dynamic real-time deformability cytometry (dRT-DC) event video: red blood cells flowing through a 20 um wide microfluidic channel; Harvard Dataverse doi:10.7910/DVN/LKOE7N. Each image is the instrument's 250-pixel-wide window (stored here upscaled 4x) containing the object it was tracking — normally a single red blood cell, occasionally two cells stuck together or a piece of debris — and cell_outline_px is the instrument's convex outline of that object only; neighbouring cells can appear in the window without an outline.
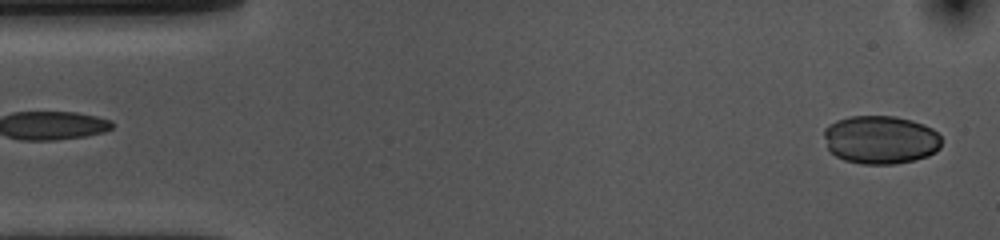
{"species": "common noctule bat (a hibernating species)", "species_latin": "Nyctalus noctula", "temperature_condition": "cold", "stored_images_in_passage": 53, "camera_frame_rate_fps": 3000, "um_per_image_px": 0.085, "animal": {"sex": "female", "body_mass_g": 10.0, "forearm_length_mm": 53.1}, "frame": {"image": 1, "passage_image": 1, "time_ms": 0.0, "image_size_px": [1000, 240], "cell_outline_px": [[940, 148], [936, 152], [928, 156], [896, 164], [860, 164], [844, 160], [836, 156], [828, 148], [824, 136], [824, 128], [828, 124], [836, 120], [852, 116], [896, 116], [912, 120], [924, 124], [932, 128], [940, 136]], "centroid_in_image_um": [74.84, 11.87], "position_along_channel_um": 10.2, "area_um2": 33.29}}
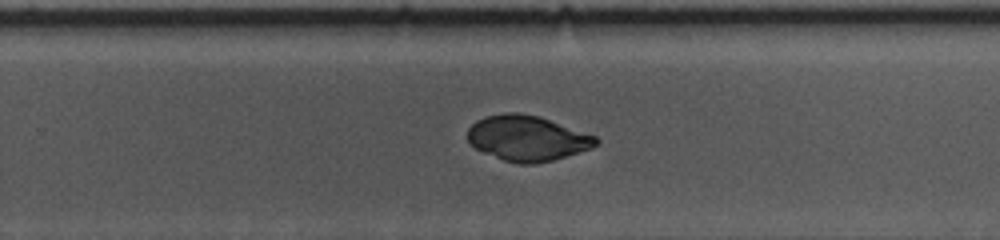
{"frame": {"image": 2, "passage_image": 32, "time_ms": 10.333, "image_size_px": [1000, 240], "cell_outline_px": [[600, 144], [592, 148], [552, 160], [536, 164], [520, 164], [504, 160], [484, 152], [476, 148], [468, 140], [468, 128], [476, 120], [484, 116], [504, 112], [516, 112], [540, 116], [596, 136], [600, 140]], "centroid_in_image_um": [44.83, 11.73], "position_along_channel_um": 285.0, "area_um2": 33.99}}
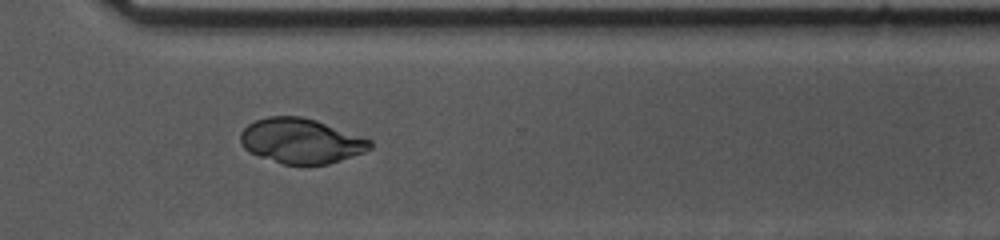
{"frame": {"image": 3, "passage_image": 37, "time_ms": 12.0, "image_size_px": [1000, 240], "cell_outline_px": [[372, 148], [364, 152], [328, 164], [284, 164], [248, 152], [240, 144], [240, 132], [248, 124], [256, 120], [268, 116], [300, 116], [316, 120], [372, 140]], "centroid_in_image_um": [25.57, 11.97], "position_along_channel_um": 345.0, "area_um2": 33.81}}